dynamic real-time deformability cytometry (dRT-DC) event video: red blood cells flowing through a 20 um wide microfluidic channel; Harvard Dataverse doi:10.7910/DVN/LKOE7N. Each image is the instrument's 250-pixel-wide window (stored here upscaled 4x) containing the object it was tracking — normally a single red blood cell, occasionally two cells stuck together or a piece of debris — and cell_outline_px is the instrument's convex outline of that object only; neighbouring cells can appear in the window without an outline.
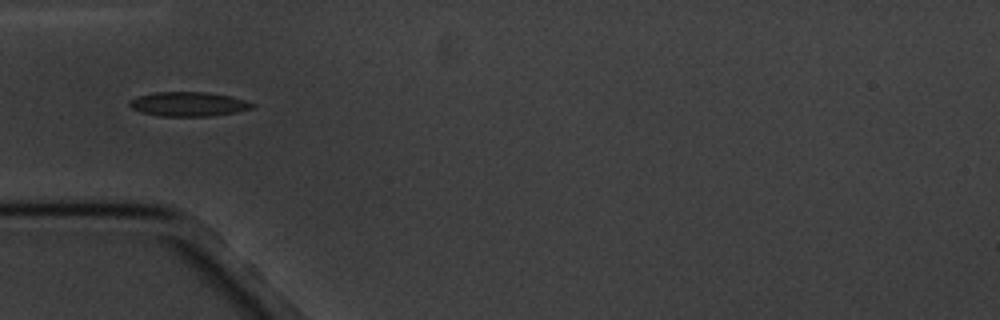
{"species": "common noctule bat (a hibernating species)", "species_latin": "Nyctalus noctula", "temperature_condition": "cold", "stored_images_in_passage": 1, "camera_frame_rate_fps": 3000, "um_per_image_px": 0.085, "animal": {"sex": "male", "body_mass_g": 20.1, "forearm_length_mm": 53.5}, "frame": {"image": 1, "passage_image": 1, "time_ms": 0.0, "image_size_px": [1000, 320], "cell_outline_px": [[256, 104], [252, 108], [236, 112], [208, 116], [160, 116], [140, 112], [132, 108], [128, 104], [128, 100], [136, 96], [156, 92], [208, 92], [232, 96]], "centroid_in_image_um": [15.99, 8.84], "position_along_channel_um": 69.0, "area_um2": 17.51}}